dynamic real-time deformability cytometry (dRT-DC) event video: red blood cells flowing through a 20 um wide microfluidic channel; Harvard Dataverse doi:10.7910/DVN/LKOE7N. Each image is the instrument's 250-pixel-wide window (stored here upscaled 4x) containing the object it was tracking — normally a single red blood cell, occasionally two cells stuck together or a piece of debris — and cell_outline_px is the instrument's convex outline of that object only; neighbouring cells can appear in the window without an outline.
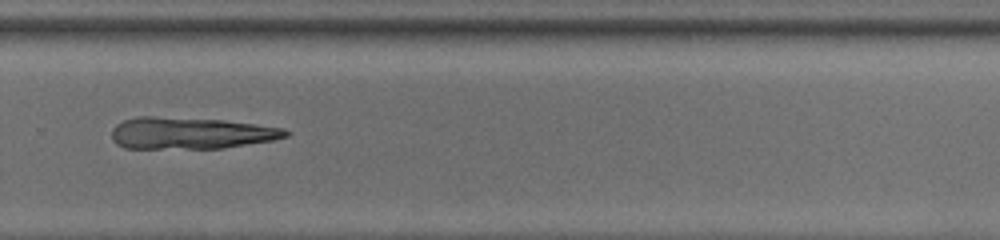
{"species": "common noctule bat (a hibernating species)", "species_latin": "Nyctalus noctula", "temperature_condition": "room temperature", "stored_images_in_passage": 50, "camera_frame_rate_fps": 3000, "um_per_image_px": 0.085, "animal": {"sex": "male", "body_mass_g": 13.0, "forearm_length_mm": 53.1}, "frame": {"image": 1, "passage_image": 38, "time_ms": 12.333, "image_size_px": [1000, 240], "cell_outline_px": [[292, 132], [288, 136], [272, 140], [224, 148], [124, 148], [116, 144], [112, 140], [112, 128], [116, 124], [124, 120], [140, 116], [152, 116], [224, 120], [256, 124], [284, 128]], "centroid_in_image_um": [16.2, 11.31], "position_along_channel_um": 313.6, "area_um2": 32.25}}